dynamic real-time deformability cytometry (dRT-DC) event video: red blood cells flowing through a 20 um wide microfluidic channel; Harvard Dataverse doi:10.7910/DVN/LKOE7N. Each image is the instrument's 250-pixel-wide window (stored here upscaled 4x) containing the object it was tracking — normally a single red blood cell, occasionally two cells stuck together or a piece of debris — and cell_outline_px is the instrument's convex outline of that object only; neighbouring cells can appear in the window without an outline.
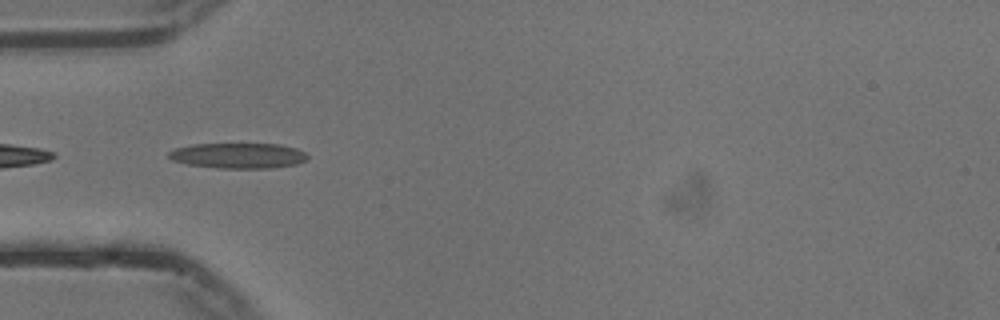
{"species": "common noctule bat (a hibernating species)", "species_latin": "Nyctalus noctula", "temperature_condition": "cold", "stored_images_in_passage": 31, "camera_frame_rate_fps": 3000, "um_per_image_px": 0.085, "animal": {"sex": "male", "body_mass_g": 13.3}, "frame": {"image": 1, "passage_image": 1, "time_ms": 0.0, "image_size_px": [1000, 320], "cell_outline_px": [[308, 160], [296, 164], [268, 168], [216, 168], [188, 164], [172, 160], [168, 156], [168, 152], [176, 148], [192, 144], [276, 144], [296, 148], [304, 152], [308, 156]], "centroid_in_image_um": [20.25, 13.23], "position_along_channel_um": 64.8, "area_um2": 20.46}}
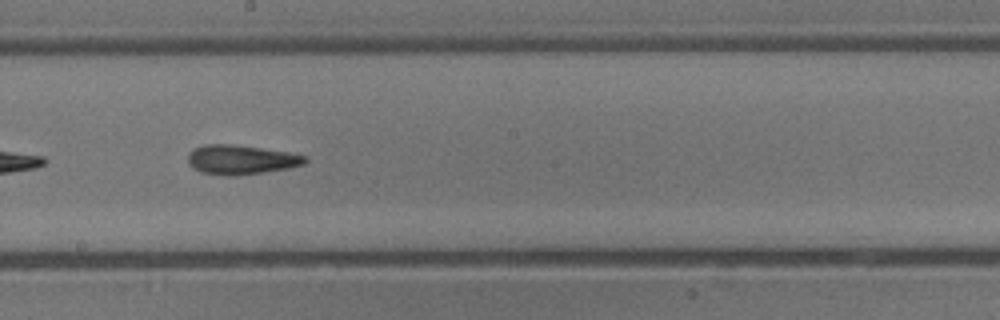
{"frame": {"image": 2, "passage_image": 14, "time_ms": 4.333, "image_size_px": [1000, 320], "cell_outline_px": [[308, 160], [304, 164], [288, 168], [264, 172], [236, 176], [228, 176], [200, 172], [192, 168], [188, 164], [188, 156], [192, 148], [204, 144], [232, 144], [292, 152], [308, 156]], "centroid_in_image_um": [20.49, 13.57], "position_along_channel_um": 227.7, "area_um2": 20.4}}
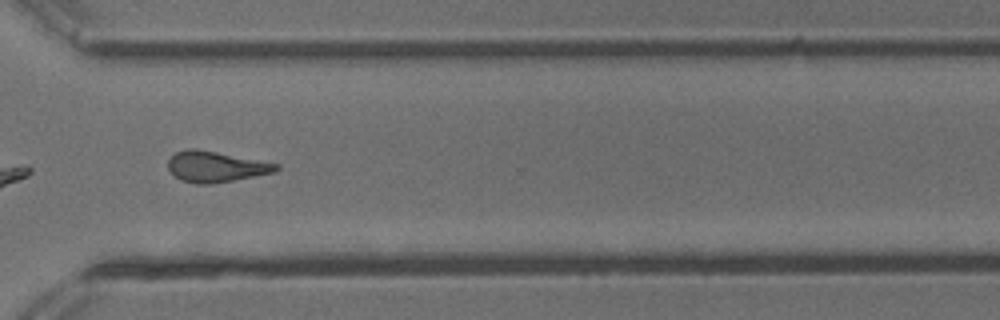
{"frame": {"image": 3, "passage_image": 24, "time_ms": 7.667, "image_size_px": [1000, 320], "cell_outline_px": [[280, 168], [276, 172], [212, 184], [196, 184], [180, 180], [168, 168], [168, 160], [176, 152], [188, 148], [196, 148], [280, 164]], "centroid_in_image_um": [18.35, 14.17], "position_along_channel_um": 352.3, "area_um2": 19.36}, "authors_computed_cell_mechanics": {"area_um2": 19.3052, "velocity_mm_per_s": 3.7469, "shape_relaxation_time_tau1_ms": 10.0752, "shape_relaxation_time_tau2_ms": 2.0561, "deformation_change_tau1": 0.2432, "deformation_change_tau2": 0.1157}}